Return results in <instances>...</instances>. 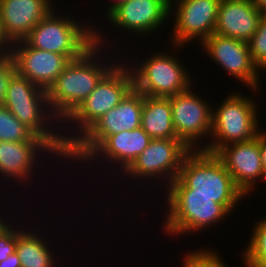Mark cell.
Instances as JSON below:
<instances>
[{
	"instance_id": "cell-20",
	"label": "cell",
	"mask_w": 266,
	"mask_h": 267,
	"mask_svg": "<svg viewBox=\"0 0 266 267\" xmlns=\"http://www.w3.org/2000/svg\"><path fill=\"white\" fill-rule=\"evenodd\" d=\"M262 15L250 0H221L214 33L248 42Z\"/></svg>"
},
{
	"instance_id": "cell-24",
	"label": "cell",
	"mask_w": 266,
	"mask_h": 267,
	"mask_svg": "<svg viewBox=\"0 0 266 267\" xmlns=\"http://www.w3.org/2000/svg\"><path fill=\"white\" fill-rule=\"evenodd\" d=\"M36 134L21 123L4 105H0V141L25 142Z\"/></svg>"
},
{
	"instance_id": "cell-13",
	"label": "cell",
	"mask_w": 266,
	"mask_h": 267,
	"mask_svg": "<svg viewBox=\"0 0 266 267\" xmlns=\"http://www.w3.org/2000/svg\"><path fill=\"white\" fill-rule=\"evenodd\" d=\"M200 45L210 60L212 58L216 65L228 72L227 75L238 79L255 92L260 89L261 71L253 63L248 42L214 33Z\"/></svg>"
},
{
	"instance_id": "cell-6",
	"label": "cell",
	"mask_w": 266,
	"mask_h": 267,
	"mask_svg": "<svg viewBox=\"0 0 266 267\" xmlns=\"http://www.w3.org/2000/svg\"><path fill=\"white\" fill-rule=\"evenodd\" d=\"M257 104L254 99L241 94L230 93L220 106L213 110L211 141L200 145L199 150L215 154L220 148L236 142L257 137L259 126ZM260 127V128H259Z\"/></svg>"
},
{
	"instance_id": "cell-31",
	"label": "cell",
	"mask_w": 266,
	"mask_h": 267,
	"mask_svg": "<svg viewBox=\"0 0 266 267\" xmlns=\"http://www.w3.org/2000/svg\"><path fill=\"white\" fill-rule=\"evenodd\" d=\"M0 267H21L20 259L16 252L0 262Z\"/></svg>"
},
{
	"instance_id": "cell-2",
	"label": "cell",
	"mask_w": 266,
	"mask_h": 267,
	"mask_svg": "<svg viewBox=\"0 0 266 267\" xmlns=\"http://www.w3.org/2000/svg\"><path fill=\"white\" fill-rule=\"evenodd\" d=\"M167 189H191V195H203L221 204L230 214L244 198L222 161L213 153L191 150L182 162L178 177Z\"/></svg>"
},
{
	"instance_id": "cell-12",
	"label": "cell",
	"mask_w": 266,
	"mask_h": 267,
	"mask_svg": "<svg viewBox=\"0 0 266 267\" xmlns=\"http://www.w3.org/2000/svg\"><path fill=\"white\" fill-rule=\"evenodd\" d=\"M193 90L190 87L182 93L170 96L169 100L177 139L190 150H199L200 144L197 142L200 143L205 136L206 139L211 136L214 107Z\"/></svg>"
},
{
	"instance_id": "cell-10",
	"label": "cell",
	"mask_w": 266,
	"mask_h": 267,
	"mask_svg": "<svg viewBox=\"0 0 266 267\" xmlns=\"http://www.w3.org/2000/svg\"><path fill=\"white\" fill-rule=\"evenodd\" d=\"M190 151L179 139H151L122 175L125 173V177H134V180L137 177L143 181L163 177V182H168L165 186L167 188L178 177L184 157Z\"/></svg>"
},
{
	"instance_id": "cell-34",
	"label": "cell",
	"mask_w": 266,
	"mask_h": 267,
	"mask_svg": "<svg viewBox=\"0 0 266 267\" xmlns=\"http://www.w3.org/2000/svg\"><path fill=\"white\" fill-rule=\"evenodd\" d=\"M0 212H1V210H0ZM2 213H3V211L0 213V227H1V225H3V224L6 222L5 219L7 218V217L4 218V217L1 215Z\"/></svg>"
},
{
	"instance_id": "cell-7",
	"label": "cell",
	"mask_w": 266,
	"mask_h": 267,
	"mask_svg": "<svg viewBox=\"0 0 266 267\" xmlns=\"http://www.w3.org/2000/svg\"><path fill=\"white\" fill-rule=\"evenodd\" d=\"M166 192L167 214L162 231L165 229L167 235L181 237L187 233H198L199 230L201 232L221 223L228 215L230 217V213L221 204L207 196L191 195V189H166Z\"/></svg>"
},
{
	"instance_id": "cell-25",
	"label": "cell",
	"mask_w": 266,
	"mask_h": 267,
	"mask_svg": "<svg viewBox=\"0 0 266 267\" xmlns=\"http://www.w3.org/2000/svg\"><path fill=\"white\" fill-rule=\"evenodd\" d=\"M253 63L260 71L266 70V14L260 18L258 28L248 41Z\"/></svg>"
},
{
	"instance_id": "cell-3",
	"label": "cell",
	"mask_w": 266,
	"mask_h": 267,
	"mask_svg": "<svg viewBox=\"0 0 266 267\" xmlns=\"http://www.w3.org/2000/svg\"><path fill=\"white\" fill-rule=\"evenodd\" d=\"M3 105L21 123L43 138L60 157L67 158L69 149L62 137V126L59 125L62 123L51 111L44 89L16 73L9 81Z\"/></svg>"
},
{
	"instance_id": "cell-29",
	"label": "cell",
	"mask_w": 266,
	"mask_h": 267,
	"mask_svg": "<svg viewBox=\"0 0 266 267\" xmlns=\"http://www.w3.org/2000/svg\"><path fill=\"white\" fill-rule=\"evenodd\" d=\"M13 43L8 39L4 32L1 16H0V56L11 54Z\"/></svg>"
},
{
	"instance_id": "cell-28",
	"label": "cell",
	"mask_w": 266,
	"mask_h": 267,
	"mask_svg": "<svg viewBox=\"0 0 266 267\" xmlns=\"http://www.w3.org/2000/svg\"><path fill=\"white\" fill-rule=\"evenodd\" d=\"M16 74L14 61L9 55L0 56V105H3L10 79Z\"/></svg>"
},
{
	"instance_id": "cell-15",
	"label": "cell",
	"mask_w": 266,
	"mask_h": 267,
	"mask_svg": "<svg viewBox=\"0 0 266 267\" xmlns=\"http://www.w3.org/2000/svg\"><path fill=\"white\" fill-rule=\"evenodd\" d=\"M170 8L167 0H127L116 6L106 18L117 29L133 32L138 37L147 36L165 26Z\"/></svg>"
},
{
	"instance_id": "cell-14",
	"label": "cell",
	"mask_w": 266,
	"mask_h": 267,
	"mask_svg": "<svg viewBox=\"0 0 266 267\" xmlns=\"http://www.w3.org/2000/svg\"><path fill=\"white\" fill-rule=\"evenodd\" d=\"M215 155L222 161L234 184L245 196L254 190L258 181H266L260 152V131L252 140L228 144L220 148Z\"/></svg>"
},
{
	"instance_id": "cell-27",
	"label": "cell",
	"mask_w": 266,
	"mask_h": 267,
	"mask_svg": "<svg viewBox=\"0 0 266 267\" xmlns=\"http://www.w3.org/2000/svg\"><path fill=\"white\" fill-rule=\"evenodd\" d=\"M17 226V229L15 228V225L12 226V224H9L8 221H6L3 225L0 227V262L4 259H7V257L11 254H13L16 251V244H17V231L20 229V227Z\"/></svg>"
},
{
	"instance_id": "cell-8",
	"label": "cell",
	"mask_w": 266,
	"mask_h": 267,
	"mask_svg": "<svg viewBox=\"0 0 266 267\" xmlns=\"http://www.w3.org/2000/svg\"><path fill=\"white\" fill-rule=\"evenodd\" d=\"M174 54L157 51L149 55V58L145 56V61L137 63V66L128 64L134 89L145 96L170 97L192 87L190 72Z\"/></svg>"
},
{
	"instance_id": "cell-26",
	"label": "cell",
	"mask_w": 266,
	"mask_h": 267,
	"mask_svg": "<svg viewBox=\"0 0 266 267\" xmlns=\"http://www.w3.org/2000/svg\"><path fill=\"white\" fill-rule=\"evenodd\" d=\"M210 250L207 248L190 250V253L185 254L182 267H227L224 259H221L222 256H219L216 250L215 252Z\"/></svg>"
},
{
	"instance_id": "cell-33",
	"label": "cell",
	"mask_w": 266,
	"mask_h": 267,
	"mask_svg": "<svg viewBox=\"0 0 266 267\" xmlns=\"http://www.w3.org/2000/svg\"><path fill=\"white\" fill-rule=\"evenodd\" d=\"M127 1V0H113V2H111L112 4L109 5L108 7H106L107 10H105L106 16L116 7L118 6L120 3Z\"/></svg>"
},
{
	"instance_id": "cell-9",
	"label": "cell",
	"mask_w": 266,
	"mask_h": 267,
	"mask_svg": "<svg viewBox=\"0 0 266 267\" xmlns=\"http://www.w3.org/2000/svg\"><path fill=\"white\" fill-rule=\"evenodd\" d=\"M142 109L143 94L133 88L117 107L104 114L69 148L67 160L82 163L107 136L139 128Z\"/></svg>"
},
{
	"instance_id": "cell-4",
	"label": "cell",
	"mask_w": 266,
	"mask_h": 267,
	"mask_svg": "<svg viewBox=\"0 0 266 267\" xmlns=\"http://www.w3.org/2000/svg\"><path fill=\"white\" fill-rule=\"evenodd\" d=\"M120 61L121 63L116 61L114 66L97 83L93 92L62 122L65 123L62 124V129L63 125L64 129L67 128L66 131L63 129L64 132L61 133L68 149L104 114L117 107L134 88L133 76L127 62L125 63V60L124 62ZM68 130L71 133H68ZM65 132L68 135L67 133L64 134Z\"/></svg>"
},
{
	"instance_id": "cell-19",
	"label": "cell",
	"mask_w": 266,
	"mask_h": 267,
	"mask_svg": "<svg viewBox=\"0 0 266 267\" xmlns=\"http://www.w3.org/2000/svg\"><path fill=\"white\" fill-rule=\"evenodd\" d=\"M51 0H0L4 32L12 42L24 40L55 7Z\"/></svg>"
},
{
	"instance_id": "cell-17",
	"label": "cell",
	"mask_w": 266,
	"mask_h": 267,
	"mask_svg": "<svg viewBox=\"0 0 266 267\" xmlns=\"http://www.w3.org/2000/svg\"><path fill=\"white\" fill-rule=\"evenodd\" d=\"M45 152H49L50 156L52 154V157L56 155L55 158L59 157V160H62L58 153L39 135H35L25 142L0 141L1 179L4 180L3 177H6V180L8 178L11 181H19L20 184L32 181L33 171L35 168L37 169L39 158L41 159L40 154H45Z\"/></svg>"
},
{
	"instance_id": "cell-22",
	"label": "cell",
	"mask_w": 266,
	"mask_h": 267,
	"mask_svg": "<svg viewBox=\"0 0 266 267\" xmlns=\"http://www.w3.org/2000/svg\"><path fill=\"white\" fill-rule=\"evenodd\" d=\"M23 228L17 231L15 251L20 259L21 267H55L56 256H53L54 251L49 248L48 242H45L37 231H32L27 226L24 230Z\"/></svg>"
},
{
	"instance_id": "cell-16",
	"label": "cell",
	"mask_w": 266,
	"mask_h": 267,
	"mask_svg": "<svg viewBox=\"0 0 266 267\" xmlns=\"http://www.w3.org/2000/svg\"><path fill=\"white\" fill-rule=\"evenodd\" d=\"M11 57L16 73L45 91L71 61L65 55L32 48L24 40L13 43Z\"/></svg>"
},
{
	"instance_id": "cell-11",
	"label": "cell",
	"mask_w": 266,
	"mask_h": 267,
	"mask_svg": "<svg viewBox=\"0 0 266 267\" xmlns=\"http://www.w3.org/2000/svg\"><path fill=\"white\" fill-rule=\"evenodd\" d=\"M174 2L170 3L172 7L170 17L175 15L172 27L174 31L172 30L170 35L173 48L188 46L189 41L193 42V40H199L198 42L202 43L214 34L221 0H176Z\"/></svg>"
},
{
	"instance_id": "cell-5",
	"label": "cell",
	"mask_w": 266,
	"mask_h": 267,
	"mask_svg": "<svg viewBox=\"0 0 266 267\" xmlns=\"http://www.w3.org/2000/svg\"><path fill=\"white\" fill-rule=\"evenodd\" d=\"M57 10L59 8L52 9L24 41L32 48L59 53L71 61L76 60L95 44L96 26L94 28L93 23L88 22L87 25L80 24V21L72 16L67 17L66 14L57 15Z\"/></svg>"
},
{
	"instance_id": "cell-1",
	"label": "cell",
	"mask_w": 266,
	"mask_h": 267,
	"mask_svg": "<svg viewBox=\"0 0 266 267\" xmlns=\"http://www.w3.org/2000/svg\"><path fill=\"white\" fill-rule=\"evenodd\" d=\"M100 32L97 27L95 44L80 58L70 61L46 91L49 107L61 123L93 92L101 78L114 66L109 62V56L101 57L110 40L105 37V33Z\"/></svg>"
},
{
	"instance_id": "cell-18",
	"label": "cell",
	"mask_w": 266,
	"mask_h": 267,
	"mask_svg": "<svg viewBox=\"0 0 266 267\" xmlns=\"http://www.w3.org/2000/svg\"><path fill=\"white\" fill-rule=\"evenodd\" d=\"M151 137L140 126L131 131H122L107 136L83 161H96L98 164L102 157L106 162L120 167L123 173L148 146ZM99 157V158H98ZM101 157V158H100ZM97 158L99 161H97ZM119 163V164H118Z\"/></svg>"
},
{
	"instance_id": "cell-21",
	"label": "cell",
	"mask_w": 266,
	"mask_h": 267,
	"mask_svg": "<svg viewBox=\"0 0 266 267\" xmlns=\"http://www.w3.org/2000/svg\"><path fill=\"white\" fill-rule=\"evenodd\" d=\"M141 127L152 139H177L169 97L143 95Z\"/></svg>"
},
{
	"instance_id": "cell-32",
	"label": "cell",
	"mask_w": 266,
	"mask_h": 267,
	"mask_svg": "<svg viewBox=\"0 0 266 267\" xmlns=\"http://www.w3.org/2000/svg\"><path fill=\"white\" fill-rule=\"evenodd\" d=\"M263 14H266V0H250Z\"/></svg>"
},
{
	"instance_id": "cell-30",
	"label": "cell",
	"mask_w": 266,
	"mask_h": 267,
	"mask_svg": "<svg viewBox=\"0 0 266 267\" xmlns=\"http://www.w3.org/2000/svg\"><path fill=\"white\" fill-rule=\"evenodd\" d=\"M266 130H260V152H261V160L262 167L264 169V173L266 175Z\"/></svg>"
},
{
	"instance_id": "cell-23",
	"label": "cell",
	"mask_w": 266,
	"mask_h": 267,
	"mask_svg": "<svg viewBox=\"0 0 266 267\" xmlns=\"http://www.w3.org/2000/svg\"><path fill=\"white\" fill-rule=\"evenodd\" d=\"M256 221L252 236L243 249L244 267H266V218Z\"/></svg>"
}]
</instances>
